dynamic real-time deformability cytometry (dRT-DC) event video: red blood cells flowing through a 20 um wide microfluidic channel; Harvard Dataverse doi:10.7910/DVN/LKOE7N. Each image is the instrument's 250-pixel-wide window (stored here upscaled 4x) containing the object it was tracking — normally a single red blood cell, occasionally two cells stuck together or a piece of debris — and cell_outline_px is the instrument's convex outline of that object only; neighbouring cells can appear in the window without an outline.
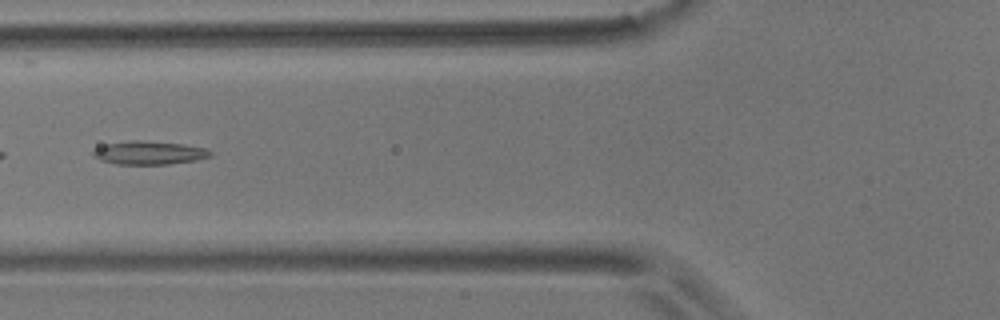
{"species": "common noctule bat (a hibernating species)", "species_latin": "Nyctalus noctula", "temperature_condition": "room temperature", "stored_images_in_passage": 6, "camera_frame_rate_fps": 3000, "um_per_image_px": 0.085, "animal": {"sex": "male", "body_mass_g": 17.9}, "frame": {"image": 1, "passage_image": 6, "time_ms": 1.667, "image_size_px": [1000, 320], "cell_outline_px": [[212, 156], [196, 160], [168, 164], [116, 164], [100, 160], [92, 156], [92, 152], [96, 148], [108, 144], [132, 140], [140, 140], [180, 144], [204, 148], [212, 152]], "centroid_in_image_um": [12.66, 12.99], "position_along_channel_um": 113.1, "area_um2": 15.78}}